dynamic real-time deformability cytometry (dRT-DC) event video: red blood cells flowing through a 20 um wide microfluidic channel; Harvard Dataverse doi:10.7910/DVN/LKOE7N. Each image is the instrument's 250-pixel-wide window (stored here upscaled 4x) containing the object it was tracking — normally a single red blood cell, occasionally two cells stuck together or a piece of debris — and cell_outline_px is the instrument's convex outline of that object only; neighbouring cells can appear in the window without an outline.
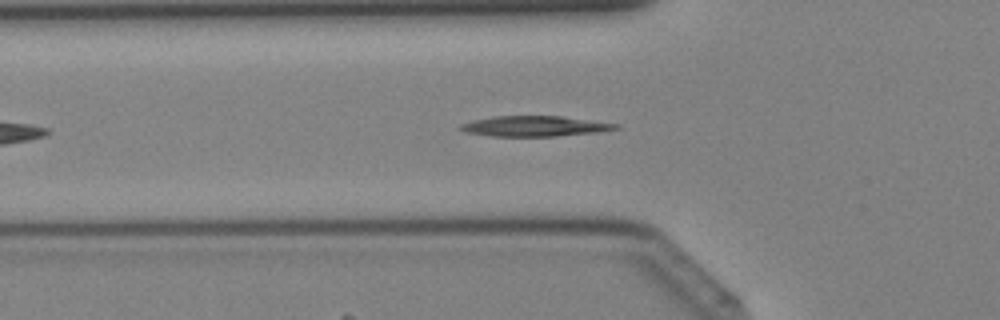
{"species": "Egyptian fruit bat (a non-hibernating species)", "species_latin": "Rousettus aegyptiacus", "temperature_condition": "cold", "stored_images_in_passage": 33, "camera_frame_rate_fps": 3000, "um_per_image_px": 0.085, "animal": {"sex": "female"}, "frame": {"image": 1, "passage_image": 6, "time_ms": 1.667, "image_size_px": [1000, 320], "cell_outline_px": [[620, 128], [596, 132], [556, 136], [492, 136], [464, 132], [460, 128], [460, 124], [472, 120], [496, 116], [560, 116], [620, 124]], "centroid_in_image_um": [45.43, 10.72], "position_along_channel_um": 80.4, "area_um2": 18.32}}
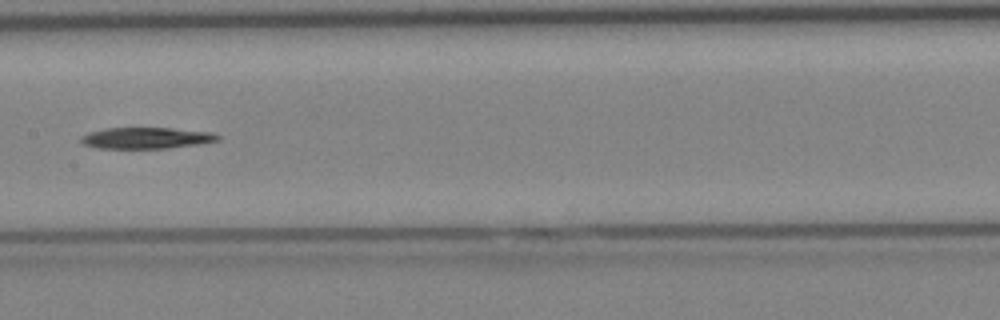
{"frame": {"image": 2, "passage_image": 13, "time_ms": 4.0, "image_size_px": [1000, 320], "cell_outline_px": [[220, 140], [196, 144], [168, 148], [96, 148], [84, 144], [80, 140], [80, 136], [88, 132], [108, 128], [172, 128], [212, 132], [220, 136]], "centroid_in_image_um": [12.42, 11.72], "position_along_channel_um": 195.0, "area_um2": 16.88}}
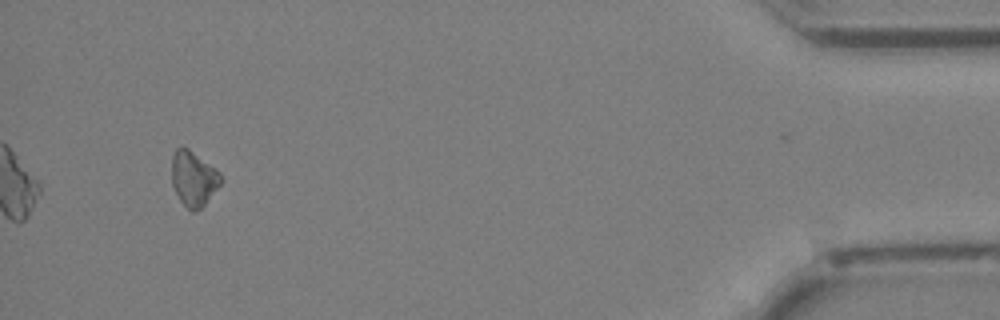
{"frame": {"image": 3, "passage_image": 31, "time_ms": 10.0, "image_size_px": [1000, 320], "cell_outline_px": [[224, 180], [204, 204], [196, 212], [192, 212], [180, 200], [172, 184], [172, 156], [176, 148], [188, 148], [216, 168], [220, 172]], "centroid_in_image_um": [16.47, 15.17], "position_along_channel_um": 418.7, "area_um2": 15.66}}